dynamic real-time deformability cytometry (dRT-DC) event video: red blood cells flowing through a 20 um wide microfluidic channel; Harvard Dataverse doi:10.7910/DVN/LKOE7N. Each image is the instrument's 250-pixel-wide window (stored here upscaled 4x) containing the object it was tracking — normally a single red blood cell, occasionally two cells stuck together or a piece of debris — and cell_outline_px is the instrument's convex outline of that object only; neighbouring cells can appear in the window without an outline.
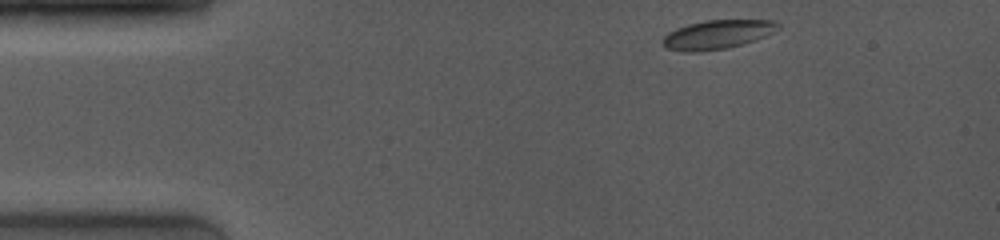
{"species": "common noctule bat (a hibernating species)", "species_latin": "Nyctalus noctula", "temperature_condition": "room temperature", "stored_images_in_passage": 32, "camera_frame_rate_fps": 4000, "um_per_image_px": 0.085, "animal": {"sex": "female", "body_mass_g": 19.0, "forearm_length_mm": 53.3}, "frame": {"image": 1, "passage_image": 1, "time_ms": 0.0, "image_size_px": [1000, 240], "cell_outline_px": [[780, 28], [756, 40], [728, 48], [700, 52], [684, 52], [664, 48], [660, 44], [660, 40], [668, 32], [676, 28], [688, 24], [704, 20], [776, 20], [780, 24]], "centroid_in_image_um": [60.92, 2.94], "position_along_channel_um": 24.1, "area_um2": 19.83}}
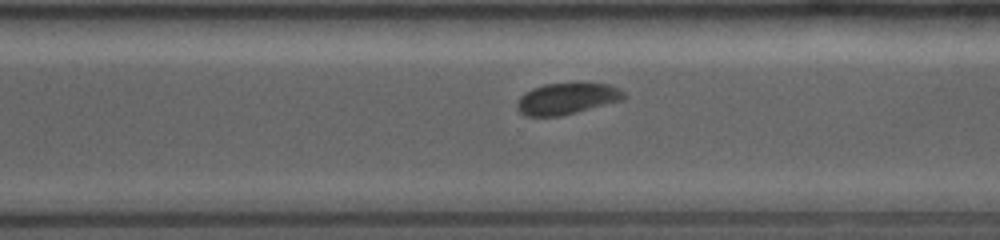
{"frame": {"image": 2, "passage_image": 22, "time_ms": 9.25, "image_size_px": [1000, 240], "cell_outline_px": [[624, 100], [560, 116], [524, 116], [516, 108], [516, 104], [520, 96], [524, 92], [532, 88], [544, 84], [608, 84], [624, 92]], "centroid_in_image_um": [48.13, 8.4], "position_along_channel_um": 322.5, "area_um2": 19.31}}
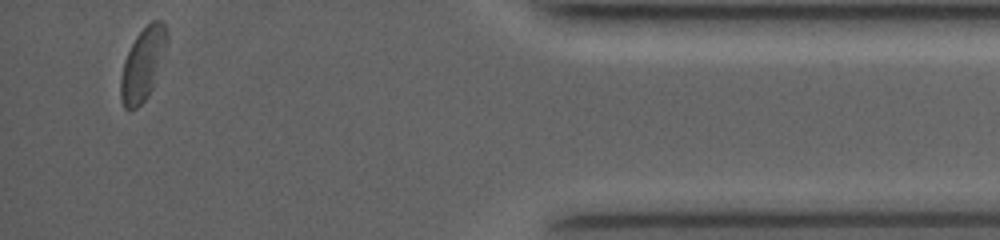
{"frame": {"image": 3, "passage_image": 31, "time_ms": 12.75, "image_size_px": [1000, 240], "cell_outline_px": [[168, 44], [152, 88], [148, 96], [136, 108], [124, 108], [120, 100], [120, 76], [124, 60], [136, 36], [152, 20], [164, 20], [168, 32]], "centroid_in_image_um": [12.16, 5.42], "position_along_channel_um": 423.0, "area_um2": 19.65}}